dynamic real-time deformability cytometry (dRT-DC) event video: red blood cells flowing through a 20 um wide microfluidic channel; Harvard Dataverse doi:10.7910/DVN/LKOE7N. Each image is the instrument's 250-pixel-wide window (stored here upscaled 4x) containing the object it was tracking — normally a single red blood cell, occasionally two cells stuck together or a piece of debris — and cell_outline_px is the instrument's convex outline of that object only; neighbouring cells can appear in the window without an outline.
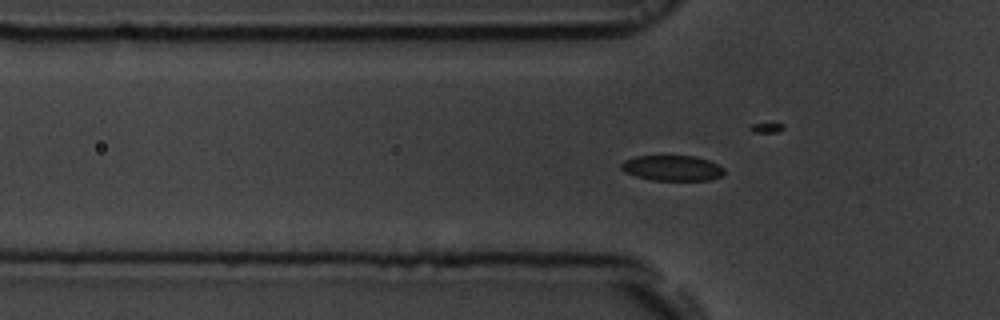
{"species": "common noctule bat (a hibernating species)", "species_latin": "Nyctalus noctula", "temperature_condition": "room temperature", "stored_images_in_passage": 45, "camera_frame_rate_fps": 3000, "um_per_image_px": 0.085, "animal": {"sex": "male", "body_mass_g": 19.5, "forearm_length_mm": 54.6}, "frame": {"image": 1, "passage_image": 7, "time_ms": 2.0, "image_size_px": [1000, 320], "cell_outline_px": [[724, 172], [720, 176], [708, 180], [652, 180], [636, 176], [624, 172], [620, 168], [620, 164], [624, 160], [636, 156], [696, 156], [708, 160], [724, 168]], "centroid_in_image_um": [57.1, 14.28], "position_along_channel_um": 68.7, "area_um2": 15.2}}
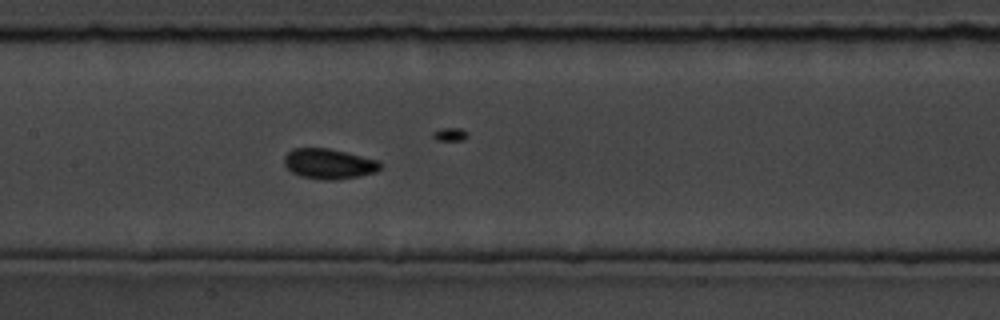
{"frame": {"image": 2, "passage_image": 16, "time_ms": 5.0, "image_size_px": [1000, 320], "cell_outline_px": [[384, 164], [376, 172], [360, 176], [336, 180], [324, 180], [300, 176], [292, 172], [284, 164], [284, 156], [292, 148], [328, 148], [376, 160]], "centroid_in_image_um": [27.94, 13.93], "position_along_channel_um": 179.5, "area_um2": 16.88}}
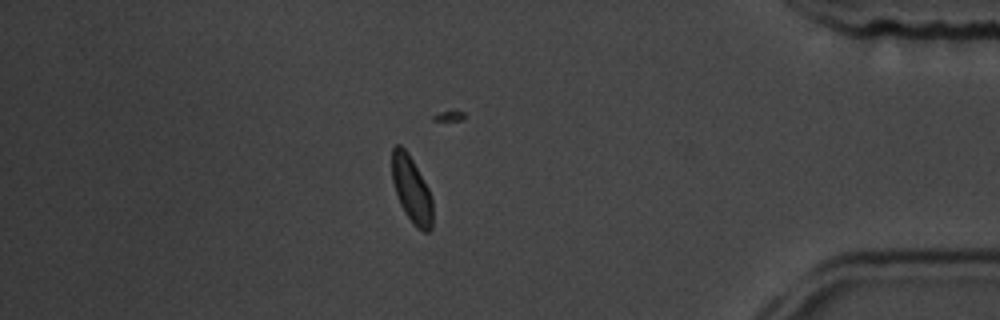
{"frame": {"image": 3, "passage_image": 37, "time_ms": 12.0, "image_size_px": [1000, 320], "cell_outline_px": [[432, 228], [428, 232], [424, 232], [416, 228], [412, 224], [400, 204], [392, 180], [392, 148], [396, 144], [400, 144], [408, 152], [428, 188], [432, 200]], "centroid_in_image_um": [34.98, 16.12], "position_along_channel_um": 400.2, "area_um2": 15.72}, "authors_computed_cell_mechanics": {"area_um2": 15.7794, "velocity_mm_per_s": 3.7037, "shape_relaxation_time_tau1_ms": 1.4089, "shape_relaxation_time_tau2_ms": 2.9875, "deformation_change_tau1": 0.0748, "deformation_change_tau2": 0.0461}}